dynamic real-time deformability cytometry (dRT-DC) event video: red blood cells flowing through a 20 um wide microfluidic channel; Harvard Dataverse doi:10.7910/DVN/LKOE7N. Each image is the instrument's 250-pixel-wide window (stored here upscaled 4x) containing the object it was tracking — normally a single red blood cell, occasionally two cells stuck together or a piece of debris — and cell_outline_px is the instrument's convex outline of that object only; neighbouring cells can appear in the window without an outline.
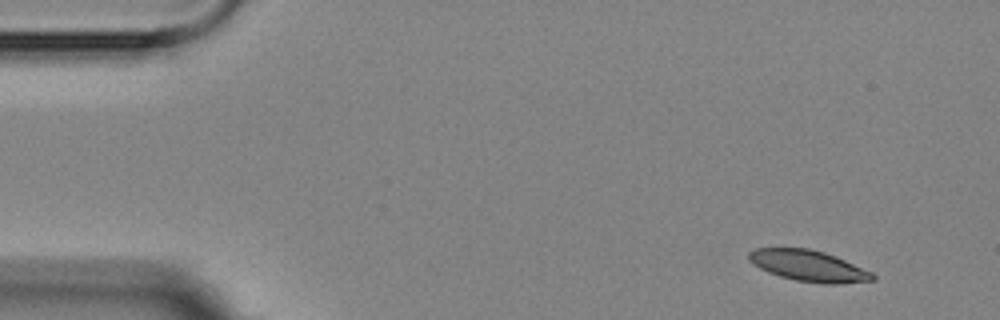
{"species": "Egyptian fruit bat (a non-hibernating species)", "species_latin": "Rousettus aegyptiacus", "temperature_condition": "room temperature", "stored_images_in_passage": 4, "camera_frame_rate_fps": 3000, "um_per_image_px": 0.085, "animal": {"sex": "female"}, "frame": {"image": 1, "passage_image": 1, "time_ms": 0.0, "image_size_px": [1000, 320], "cell_outline_px": [[876, 280], [840, 284], [824, 284], [796, 280], [780, 276], [768, 272], [752, 264], [748, 260], [748, 252], [752, 248], [808, 248], [824, 252], [836, 256], [872, 272], [876, 276]], "centroid_in_image_um": [68.72, 22.59], "position_along_channel_um": 16.3, "area_um2": 22.6}}
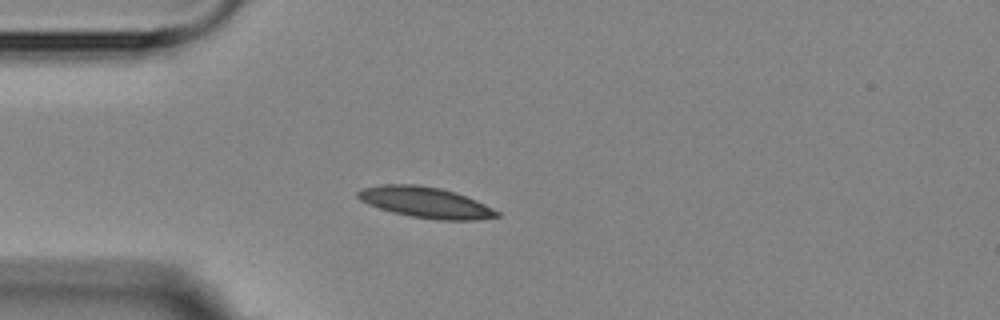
{"frame": {"image": 2, "passage_image": 4, "time_ms": 3.333, "image_size_px": [1000, 320], "cell_outline_px": [[500, 216], [476, 220], [440, 220], [412, 216], [380, 208], [368, 204], [360, 200], [356, 196], [356, 192], [364, 188], [384, 184], [416, 184], [440, 188], [456, 192], [476, 200], [500, 212]], "centroid_in_image_um": [36.19, 17.2], "position_along_channel_um": 48.8, "area_um2": 24.74}}